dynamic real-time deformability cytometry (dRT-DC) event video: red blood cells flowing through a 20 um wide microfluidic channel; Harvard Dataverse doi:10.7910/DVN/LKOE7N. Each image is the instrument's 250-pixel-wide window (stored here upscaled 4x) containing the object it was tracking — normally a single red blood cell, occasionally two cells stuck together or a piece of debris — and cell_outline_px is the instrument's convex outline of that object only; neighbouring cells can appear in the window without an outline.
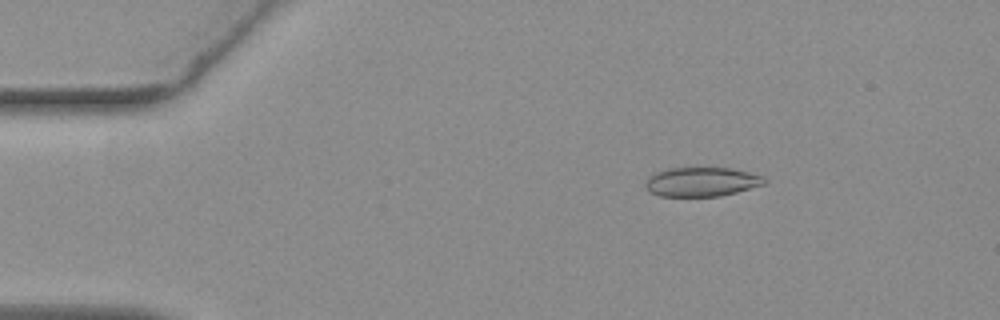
{"species": "common noctule bat (a hibernating species)", "species_latin": "Nyctalus noctula", "temperature_condition": "warm", "stored_images_in_passage": 55, "camera_frame_rate_fps": 3000, "um_per_image_px": 0.085, "animal": {"sex": "female", "body_mass_g": 19.3, "forearm_length_mm": 54.1}, "frame": {"image": 1, "passage_image": 9, "time_ms": 2.667, "image_size_px": [1000, 320], "cell_outline_px": [[768, 180], [764, 184], [736, 192], [720, 196], [660, 196], [648, 192], [644, 184], [648, 176], [656, 172], [668, 168], [728, 168], [748, 172], [764, 176]], "centroid_in_image_um": [59.6, 15.46], "position_along_channel_um": 25.4, "area_um2": 20.29}}
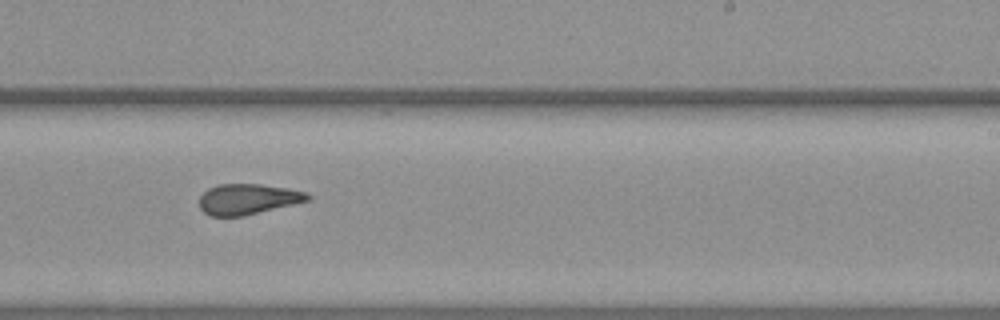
{"frame": {"image": 2, "passage_image": 34, "time_ms": 11.0, "image_size_px": [1000, 320], "cell_outline_px": [[312, 196], [308, 200], [244, 216], [208, 216], [200, 208], [200, 196], [208, 188], [220, 184], [260, 184], [288, 188], [308, 192]], "centroid_in_image_um": [21.06, 16.92], "position_along_channel_um": 267.9, "area_um2": 19.25}}
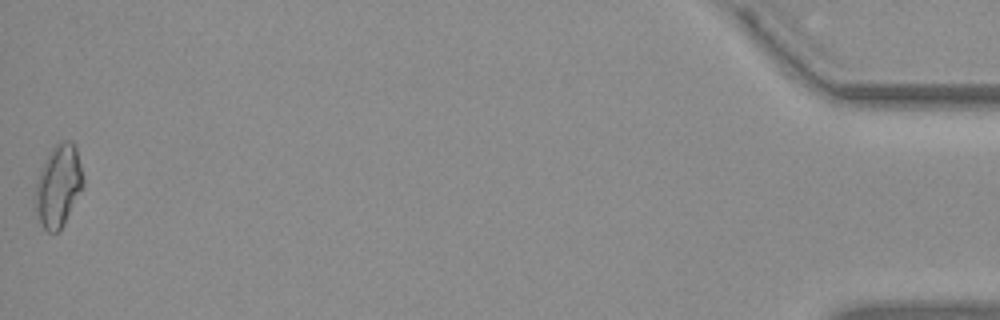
{"frame": {"image": 3, "passage_image": 55, "time_ms": 18.0, "image_size_px": [1000, 320], "cell_outline_px": [[84, 184], [60, 232], [48, 232], [40, 224], [36, 216], [32, 200], [32, 196], [36, 180], [44, 160], [48, 152], [60, 140], [72, 140], [76, 148], [84, 180]], "centroid_in_image_um": [4.9, 15.81], "position_along_channel_um": 430.3, "area_um2": 23.52}, "authors_computed_cell_mechanics": {"area_um2": 20.23, "velocity_mm_per_s": 3.7644, "shape_relaxation_time_tau1_ms": null, "shape_relaxation_time_tau2_ms": 1.7484, "deformation_change_tau1": null, "deformation_change_tau2": 0.0813}}